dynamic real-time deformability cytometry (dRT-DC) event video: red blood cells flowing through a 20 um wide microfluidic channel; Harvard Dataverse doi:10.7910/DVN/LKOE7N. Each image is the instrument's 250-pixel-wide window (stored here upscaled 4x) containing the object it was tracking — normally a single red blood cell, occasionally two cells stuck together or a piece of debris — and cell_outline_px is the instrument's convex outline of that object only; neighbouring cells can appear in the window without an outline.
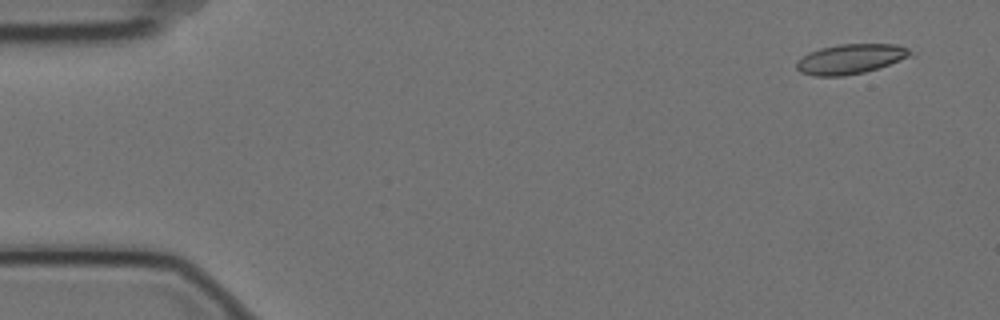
{"species": "Egyptian fruit bat (a non-hibernating species)", "species_latin": "Rousettus aegyptiacus", "temperature_condition": "cold", "stored_images_in_passage": 6, "camera_frame_rate_fps": 3000, "um_per_image_px": 0.085, "animal": {"sex": "female"}, "frame": {"image": 1, "passage_image": 1, "time_ms": 0.0, "image_size_px": [1000, 320], "cell_outline_px": [[916, 56], [864, 72], [844, 76], [816, 76], [800, 72], [796, 68], [796, 60], [820, 48], [840, 44], [896, 44], [908, 48], [916, 52]], "centroid_in_image_um": [72.38, 5.01], "position_along_channel_um": 12.6, "area_um2": 20.0}}
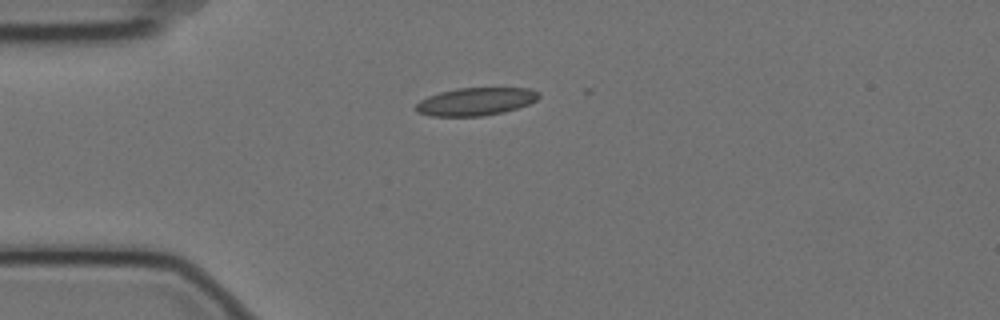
{"frame": {"image": 2, "passage_image": 4, "time_ms": 1.0, "image_size_px": [1000, 320], "cell_outline_px": [[540, 96], [536, 100], [528, 104], [504, 112], [480, 116], [432, 116], [416, 112], [412, 108], [420, 100], [428, 96], [440, 92], [456, 88], [532, 88], [540, 92]], "centroid_in_image_um": [40.41, 8.63], "position_along_channel_um": 44.6, "area_um2": 20.06}}